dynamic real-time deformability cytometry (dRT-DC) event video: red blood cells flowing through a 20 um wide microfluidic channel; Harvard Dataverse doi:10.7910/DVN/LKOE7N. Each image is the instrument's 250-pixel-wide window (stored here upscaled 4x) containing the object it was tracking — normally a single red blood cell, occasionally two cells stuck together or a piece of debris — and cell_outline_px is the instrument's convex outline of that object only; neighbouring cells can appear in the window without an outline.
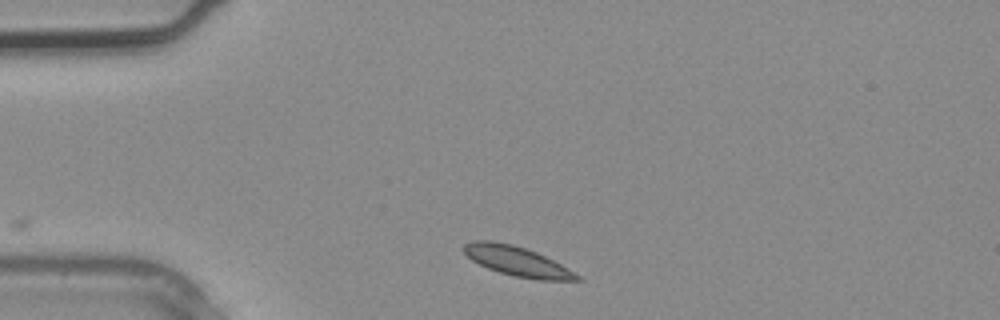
{"species": "common noctule bat (a hibernating species)", "species_latin": "Nyctalus noctula", "temperature_condition": "warm", "stored_images_in_passage": 1, "camera_frame_rate_fps": 3000, "um_per_image_px": 0.085, "animal": {"sex": "male", "body_mass_g": 20.4}, "frame": {"image": 1, "passage_image": 1, "time_ms": 0.0, "image_size_px": [1000, 320], "cell_outline_px": [[584, 280], [540, 280], [516, 276], [500, 272], [488, 268], [472, 260], [460, 248], [464, 244], [472, 240], [492, 240], [512, 244], [536, 252], [568, 268], [580, 276]], "centroid_in_image_um": [43.92, 22.19], "position_along_channel_um": 41.1, "area_um2": 19.36}}